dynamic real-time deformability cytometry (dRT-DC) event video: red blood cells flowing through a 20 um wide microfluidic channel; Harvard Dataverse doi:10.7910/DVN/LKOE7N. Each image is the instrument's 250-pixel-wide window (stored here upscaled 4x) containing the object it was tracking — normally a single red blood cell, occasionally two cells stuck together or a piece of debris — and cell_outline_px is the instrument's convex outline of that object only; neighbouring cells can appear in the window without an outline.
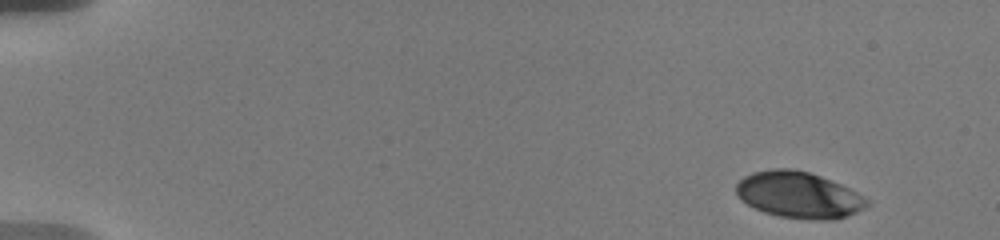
{"species": "human", "species_latin": "Homo sapiens", "temperature_condition": "warm", "stored_images_in_passage": 49, "camera_frame_rate_fps": 3000, "um_per_image_px": 0.085, "donor": {"sex": "male"}, "frame": {"image": 1, "passage_image": 1, "time_ms": 0.0, "image_size_px": [1000, 240], "cell_outline_px": [[868, 208], [832, 220], [816, 220], [780, 216], [764, 212], [740, 200], [736, 192], [736, 184], [744, 176], [752, 172], [772, 168], [792, 168], [808, 172], [820, 176], [840, 184], [856, 192], [868, 200]], "centroid_in_image_um": [67.87, 16.56], "position_along_channel_um": 17.1, "area_um2": 35.14}}
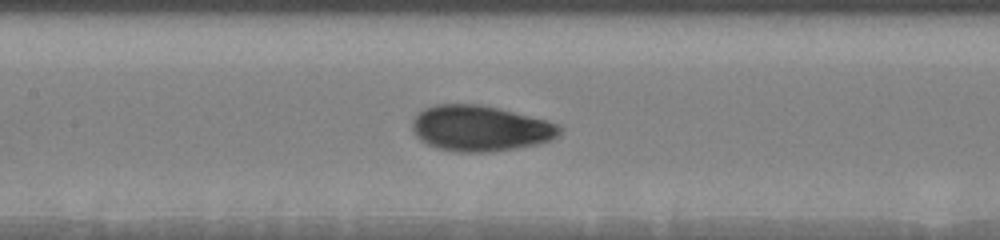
{"frame": {"image": 2, "passage_image": 22, "time_ms": 8.0, "image_size_px": [1000, 240], "cell_outline_px": [[560, 132], [552, 140], [536, 144], [516, 148], [492, 152], [456, 152], [436, 148], [420, 140], [416, 136], [412, 128], [412, 120], [424, 108], [436, 104], [480, 104], [500, 108], [544, 120], [556, 124], [560, 128]], "centroid_in_image_um": [40.78, 10.91], "position_along_channel_um": 166.6, "area_um2": 39.13}}
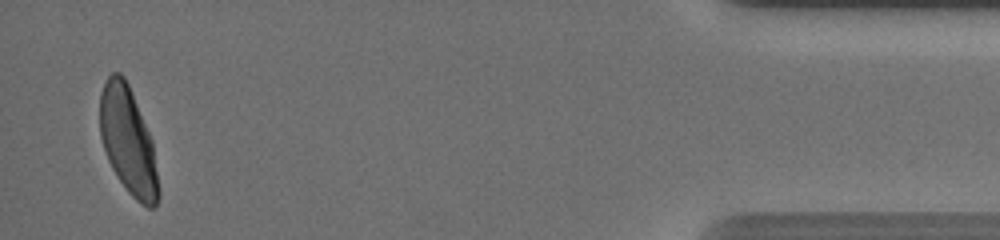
{"frame": {"image": 3, "passage_image": 48, "time_ms": 17.0, "image_size_px": [1000, 240], "cell_outline_px": [[160, 196], [156, 204], [152, 208], [148, 208], [140, 204], [128, 192], [112, 168], [108, 160], [100, 136], [100, 92], [104, 80], [112, 72], [120, 72], [124, 76], [128, 84], [152, 140], [160, 192]], "centroid_in_image_um": [10.88, 11.98], "position_along_channel_um": 424.3, "area_um2": 36.41}, "authors_computed_cell_mechanics": {"area_um2": 36.5874, "velocity_mm_per_s": 3.5965, "shape_relaxation_time_tau1_ms": 4.603, "shape_relaxation_time_tau2_ms": null, "deformation_change_tau1": 0.202, "deformation_change_tau2": null}}